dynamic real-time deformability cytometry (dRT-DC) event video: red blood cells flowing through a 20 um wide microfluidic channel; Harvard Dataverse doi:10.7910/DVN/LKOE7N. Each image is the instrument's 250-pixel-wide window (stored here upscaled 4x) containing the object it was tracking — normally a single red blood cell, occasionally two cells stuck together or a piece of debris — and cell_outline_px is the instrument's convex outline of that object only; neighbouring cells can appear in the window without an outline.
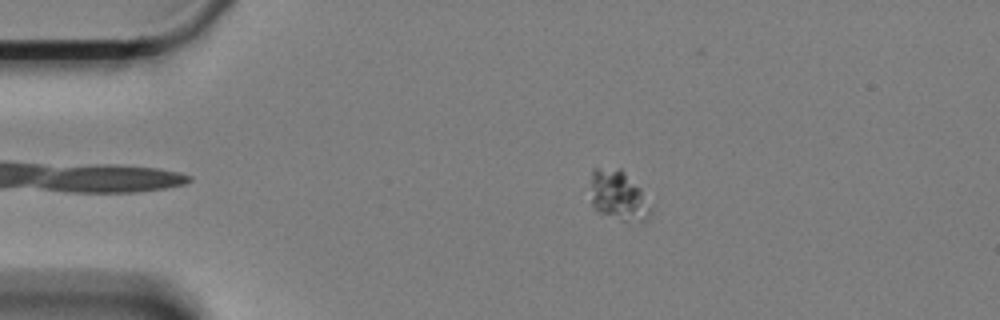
{"species": "Egyptian fruit bat (a non-hibernating species)", "species_latin": "Rousettus aegyptiacus", "temperature_condition": "cold", "stored_images_in_passage": 58, "camera_frame_rate_fps": 3000, "um_per_image_px": 0.085, "animal": {"sex": "female"}, "frame": {"image": 1, "passage_image": 8, "time_ms": 2.333, "image_size_px": [1000, 320], "cell_outline_px": [[652, 212], [648, 220], [620, 220], [600, 212], [592, 204], [592, 168], [620, 168], [640, 188], [652, 208]], "centroid_in_image_um": [52.59, 16.62], "position_along_channel_um": 32.4, "area_um2": 17.11}}
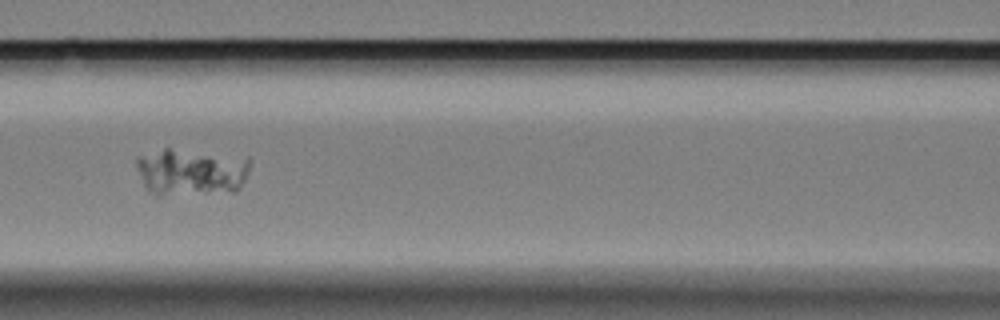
{"frame": {"image": 2, "passage_image": 23, "time_ms": 7.333, "image_size_px": [1000, 320], "cell_outline_px": [[248, 172], [240, 188], [236, 192], [156, 196], [148, 192], [136, 168], [136, 156], [164, 148], [168, 148], [248, 156]], "centroid_in_image_um": [16.24, 14.62], "position_along_channel_um": 150.4, "area_um2": 31.96}}
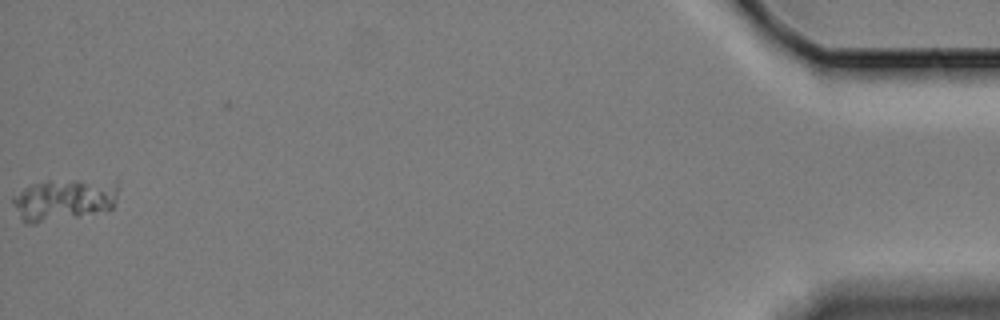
{"frame": {"image": 3, "passage_image": 57, "time_ms": 18.667, "image_size_px": [1000, 320], "cell_outline_px": [[116, 196], [112, 208], [80, 216], [36, 224], [24, 224], [12, 200], [12, 196], [24, 188], [32, 184], [48, 180], [76, 180], [116, 184]], "centroid_in_image_um": [5.33, 17.0], "position_along_channel_um": 429.9, "area_um2": 25.14}}